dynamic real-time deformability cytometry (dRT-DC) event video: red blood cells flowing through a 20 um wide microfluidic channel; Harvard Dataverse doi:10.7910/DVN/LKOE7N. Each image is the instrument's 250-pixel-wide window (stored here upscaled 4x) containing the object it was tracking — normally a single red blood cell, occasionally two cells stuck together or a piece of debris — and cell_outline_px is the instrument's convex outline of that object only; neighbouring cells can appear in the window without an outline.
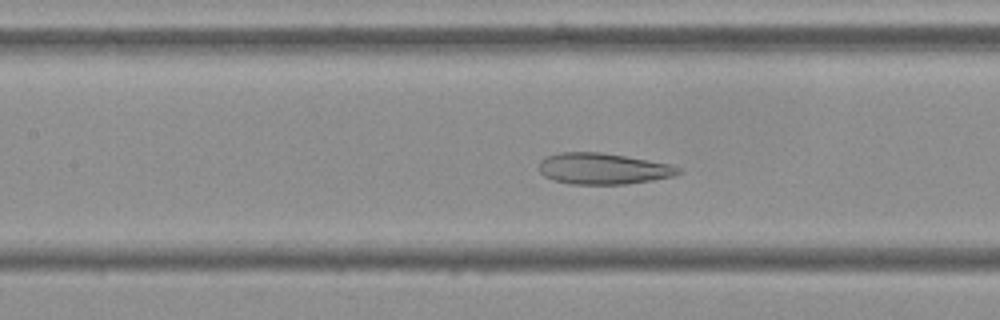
{"species": "Egyptian fruit bat (a non-hibernating species)", "species_latin": "Rousettus aegyptiacus", "temperature_condition": "cold", "stored_images_in_passage": 56, "camera_frame_rate_fps": 3000, "um_per_image_px": 0.085, "frame": {"image": 1, "passage_image": 25, "time_ms": 8.0, "image_size_px": [1000, 320], "cell_outline_px": [[684, 172], [672, 176], [652, 180], [624, 184], [568, 184], [552, 180], [544, 176], [540, 172], [540, 160], [548, 156], [560, 152], [600, 152], [648, 160], [668, 164], [680, 168]], "centroid_in_image_um": [51.24, 14.34], "position_along_channel_um": 156.2, "area_um2": 25.2}}
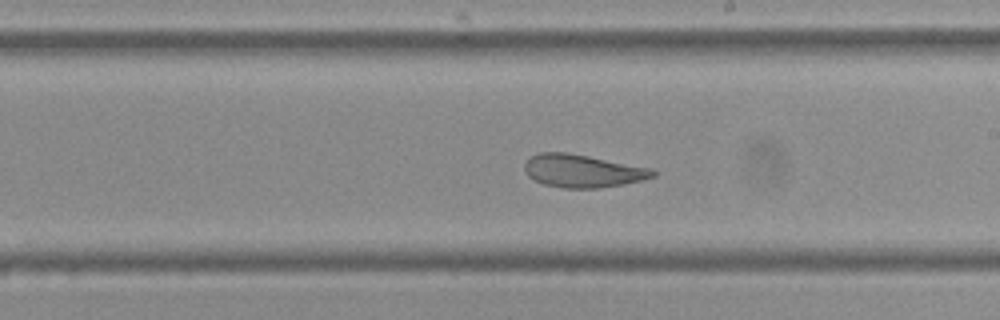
{"frame": {"image": 2, "passage_image": 32, "time_ms": 10.333, "image_size_px": [1000, 320], "cell_outline_px": [[656, 176], [644, 180], [624, 184], [600, 188], [564, 188], [544, 184], [528, 176], [524, 172], [524, 164], [532, 156], [540, 152], [568, 152], [652, 168], [656, 172]], "centroid_in_image_um": [49.55, 14.53], "position_along_channel_um": 239.5, "area_um2": 24.68}}
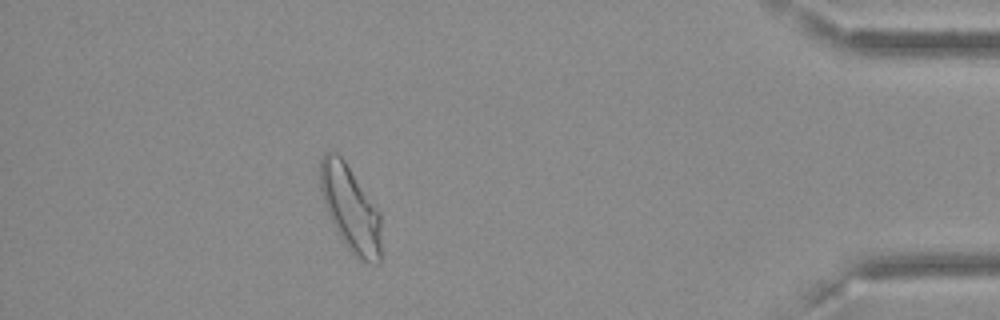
{"frame": {"image": 3, "passage_image": 50, "time_ms": 16.333, "image_size_px": [1000, 320], "cell_outline_px": [[380, 264], [368, 264], [360, 260], [348, 248], [340, 236], [328, 216], [320, 188], [320, 160], [324, 152], [332, 148], [344, 160], [380, 212]], "centroid_in_image_um": [29.77, 17.71], "position_along_channel_um": 405.4, "area_um2": 30.4}, "authors_computed_cell_mechanics": {"area_um2": 29.1312, "velocity_mm_per_s": 3.5851, "shape_relaxation_time_tau1_ms": null, "shape_relaxation_time_tau2_ms": 1.5423, "deformation_change_tau1": null, "deformation_change_tau2": 0.0857}}